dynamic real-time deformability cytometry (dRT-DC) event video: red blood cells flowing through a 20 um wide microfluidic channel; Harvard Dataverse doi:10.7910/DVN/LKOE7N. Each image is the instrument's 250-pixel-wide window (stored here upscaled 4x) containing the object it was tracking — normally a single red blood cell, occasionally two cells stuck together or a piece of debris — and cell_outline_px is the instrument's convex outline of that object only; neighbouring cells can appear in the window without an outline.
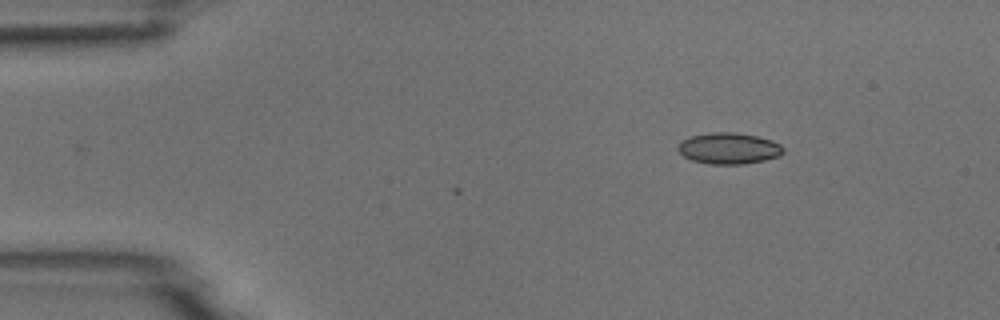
{"species": "common noctule bat (a hibernating species)", "species_latin": "Nyctalus noctula", "temperature_condition": "room temperature", "stored_images_in_passage": 5, "camera_frame_rate_fps": 3000, "um_per_image_px": 0.085, "animal": {"sex": "male", "body_mass_g": 18.8}, "frame": {"image": 1, "passage_image": 1, "time_ms": 0.0, "image_size_px": [1000, 320], "cell_outline_px": [[784, 152], [780, 156], [764, 160], [744, 164], [708, 164], [692, 160], [684, 156], [676, 148], [680, 140], [692, 136], [708, 132], [736, 132], [756, 136], [772, 140], [780, 144], [784, 148]], "centroid_in_image_um": [61.94, 12.6], "position_along_channel_um": 23.1, "area_um2": 19.36}}
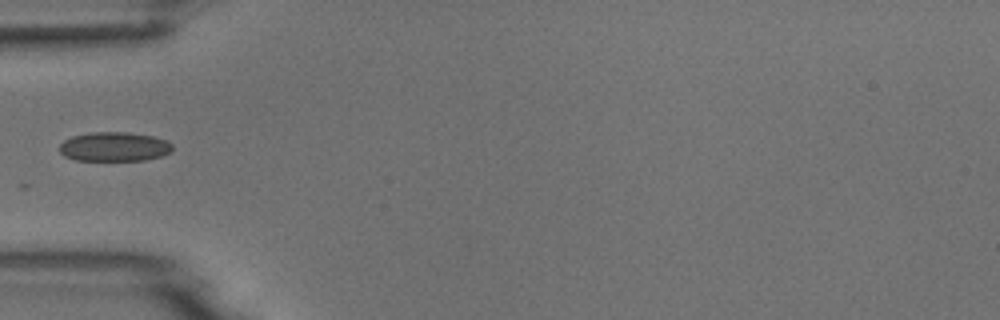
{"frame": {"image": 2, "passage_image": 4, "time_ms": 3.333, "image_size_px": [1000, 320], "cell_outline_px": [[172, 152], [164, 156], [144, 160], [76, 160], [64, 156], [60, 152], [60, 144], [64, 140], [72, 136], [92, 132], [128, 132], [152, 136], [168, 140], [172, 144]], "centroid_in_image_um": [9.75, 12.47], "position_along_channel_um": 75.3, "area_um2": 19.42}}